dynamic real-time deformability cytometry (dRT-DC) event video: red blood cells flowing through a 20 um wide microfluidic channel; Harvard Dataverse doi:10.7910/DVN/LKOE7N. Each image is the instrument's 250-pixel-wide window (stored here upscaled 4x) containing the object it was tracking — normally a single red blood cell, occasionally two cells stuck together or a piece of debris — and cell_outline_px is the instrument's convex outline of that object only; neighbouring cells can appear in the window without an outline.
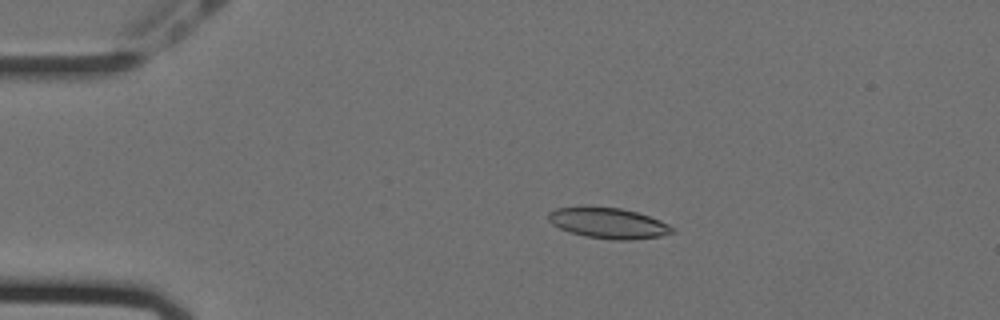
{"species": "Egyptian fruit bat (a non-hibernating species)", "species_latin": "Rousettus aegyptiacus", "temperature_condition": "cold", "stored_images_in_passage": 54, "camera_frame_rate_fps": 3000, "um_per_image_px": 0.085, "animal": {"sex": "female"}, "frame": {"image": 1, "passage_image": 9, "time_ms": 2.667, "image_size_px": [1000, 320], "cell_outline_px": [[676, 232], [660, 236], [632, 240], [612, 240], [584, 236], [560, 228], [552, 224], [548, 220], [548, 212], [556, 208], [580, 204], [584, 204], [620, 208], [636, 212], [660, 220], [668, 224]], "centroid_in_image_um": [51.65, 18.93], "position_along_channel_um": 33.4, "area_um2": 22.66}}
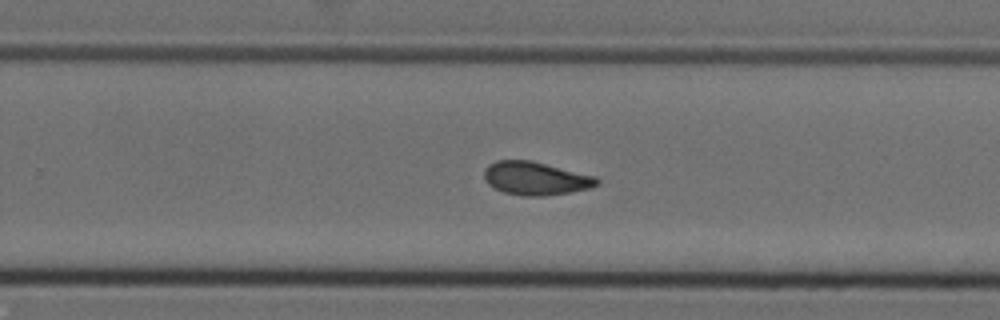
{"frame": {"image": 2, "passage_image": 34, "time_ms": 11.0, "image_size_px": [1000, 320], "cell_outline_px": [[600, 184], [592, 188], [544, 196], [520, 196], [504, 192], [488, 184], [484, 180], [484, 172], [488, 164], [496, 160], [532, 160], [596, 176], [600, 180]], "centroid_in_image_um": [45.55, 15.16], "position_along_channel_um": 284.3, "area_um2": 22.08}}
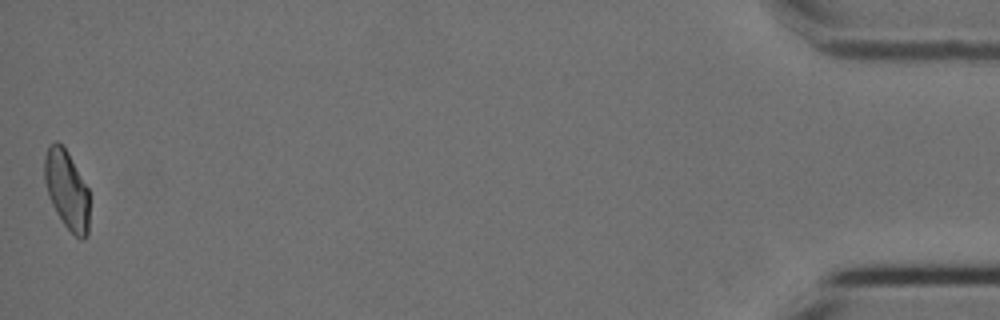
{"frame": {"image": 3, "passage_image": 54, "time_ms": 17.667, "image_size_px": [1000, 320], "cell_outline_px": [[88, 236], [84, 240], [80, 240], [64, 224], [56, 212], [48, 196], [44, 180], [44, 156], [48, 144], [56, 140], [68, 152], [88, 188]], "centroid_in_image_um": [5.66, 16.11], "position_along_channel_um": 429.5, "area_um2": 20.69}, "authors_computed_cell_mechanics": {"area_um2": 21.4727, "velocity_mm_per_s": 3.5549, "shape_relaxation_time_tau1_ms": 7.9446, "shape_relaxation_time_tau2_ms": 2.7841, "deformation_change_tau1": 0.1571, "deformation_change_tau2": 0.0783}}